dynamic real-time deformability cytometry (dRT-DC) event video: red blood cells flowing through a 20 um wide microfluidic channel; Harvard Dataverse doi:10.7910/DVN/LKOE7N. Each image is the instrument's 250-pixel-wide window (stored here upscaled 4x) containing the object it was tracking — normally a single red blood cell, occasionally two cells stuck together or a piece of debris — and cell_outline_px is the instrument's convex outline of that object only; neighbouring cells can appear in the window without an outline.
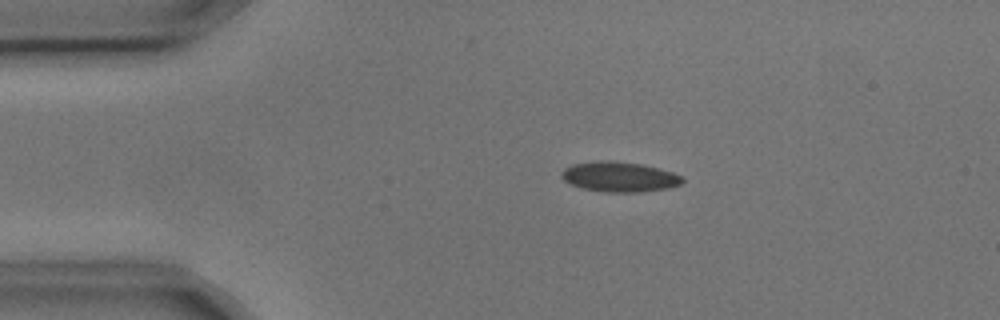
{"species": "common noctule bat (a hibernating species)", "species_latin": "Nyctalus noctula", "temperature_condition": "cold", "stored_images_in_passage": 5, "camera_frame_rate_fps": 3000, "um_per_image_px": 0.085, "animal": {"sex": "male", "body_mass_g": 17.9, "forearm_length_mm": 54.2}, "frame": {"image": 1, "passage_image": 2, "time_ms": 0.333, "image_size_px": [1000, 320], "cell_outline_px": [[684, 180], [680, 184], [668, 188], [644, 192], [604, 192], [584, 188], [572, 184], [564, 180], [560, 176], [560, 172], [564, 168], [572, 164], [600, 160], [612, 160], [640, 164], [660, 168], [684, 176]], "centroid_in_image_um": [52.66, 15.02], "position_along_channel_um": 32.3, "area_um2": 21.33}}